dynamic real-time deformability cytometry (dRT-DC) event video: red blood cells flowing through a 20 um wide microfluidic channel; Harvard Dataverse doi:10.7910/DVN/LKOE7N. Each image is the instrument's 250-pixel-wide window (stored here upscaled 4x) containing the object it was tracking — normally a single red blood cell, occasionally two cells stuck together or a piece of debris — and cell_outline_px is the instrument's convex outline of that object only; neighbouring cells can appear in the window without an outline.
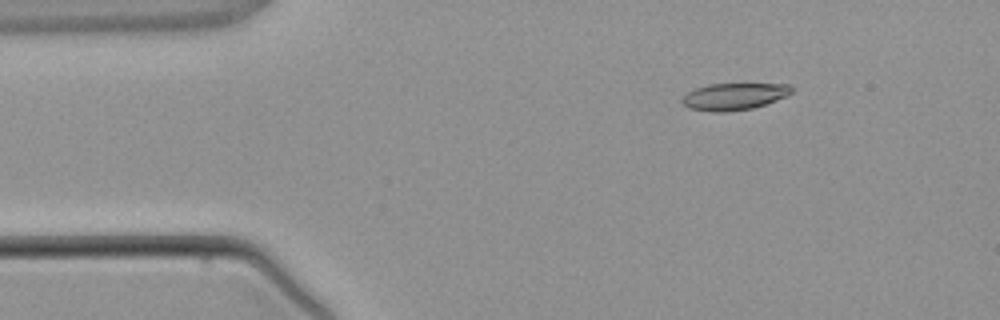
{"species": "common noctule bat (a hibernating species)", "species_latin": "Nyctalus noctula", "temperature_condition": "warm", "stored_images_in_passage": 3, "camera_frame_rate_fps": 3000, "um_per_image_px": 0.085, "animal": {"sex": "male", "body_mass_g": 21.5, "forearm_length_mm": 52.0}, "frame": {"image": 1, "passage_image": 1, "time_ms": 0.0, "image_size_px": [1000, 320], "cell_outline_px": [[792, 92], [776, 100], [752, 108], [724, 112], [712, 112], [688, 108], [680, 100], [688, 92], [696, 88], [708, 84], [788, 84], [792, 88]], "centroid_in_image_um": [62.35, 8.2], "position_along_channel_um": 22.6, "area_um2": 16.94}}
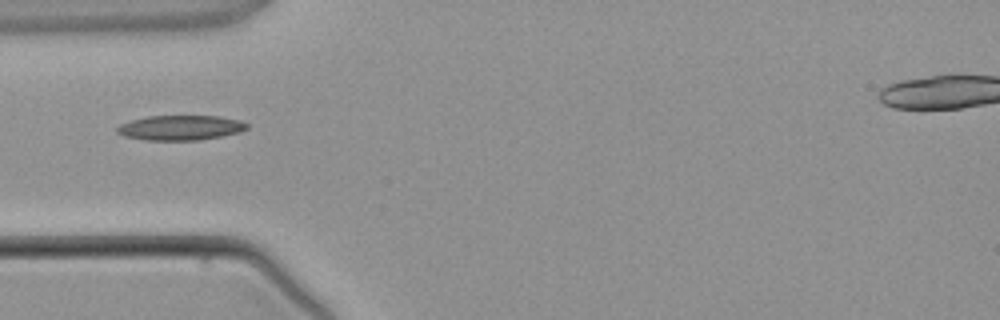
{"frame": {"image": 2, "passage_image": 3, "time_ms": 2.333, "image_size_px": [1000, 320], "cell_outline_px": [[248, 128], [240, 132], [200, 140], [144, 140], [124, 136], [116, 132], [116, 128], [120, 124], [132, 120], [148, 116], [220, 116], [240, 120], [248, 124]], "centroid_in_image_um": [15.34, 10.85], "position_along_channel_um": 69.7, "area_um2": 18.84}}